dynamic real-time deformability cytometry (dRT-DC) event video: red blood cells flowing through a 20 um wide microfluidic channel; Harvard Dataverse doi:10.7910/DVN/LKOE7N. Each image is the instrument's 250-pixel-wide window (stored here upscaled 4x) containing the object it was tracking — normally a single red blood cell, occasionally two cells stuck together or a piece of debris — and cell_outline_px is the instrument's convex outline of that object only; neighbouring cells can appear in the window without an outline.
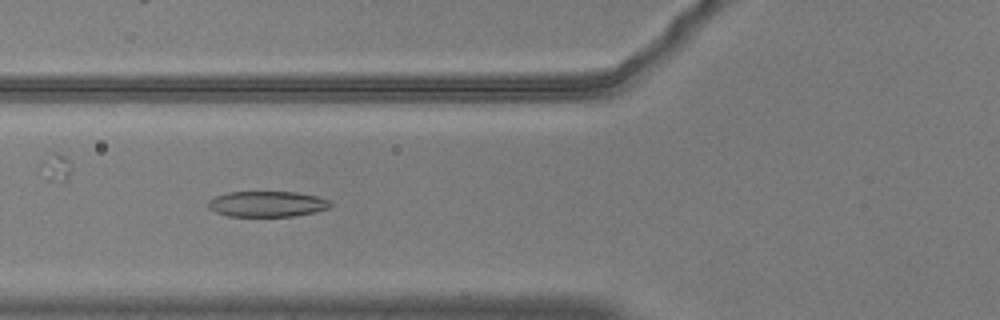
{"species": "common noctule bat (a hibernating species)", "species_latin": "Nyctalus noctula", "temperature_condition": "warm", "stored_images_in_passage": 30, "camera_frame_rate_fps": 3000, "um_per_image_px": 0.085, "animal": {"sex": "male", "body_mass_g": 20.5, "forearm_length_mm": 52.5}, "frame": {"image": 1, "passage_image": 5, "time_ms": 1.333, "image_size_px": [1000, 320], "cell_outline_px": [[332, 204], [328, 208], [312, 212], [292, 216], [228, 216], [216, 212], [208, 208], [208, 200], [216, 196], [228, 192], [296, 192], [316, 196], [332, 200]], "centroid_in_image_um": [22.7, 17.33], "position_along_channel_um": 103.1, "area_um2": 18.21}}
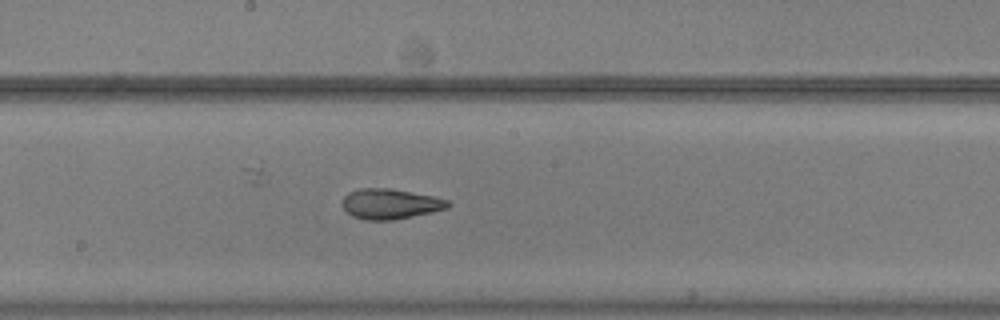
{"frame": {"image": 2, "passage_image": 14, "time_ms": 4.333, "image_size_px": [1000, 320], "cell_outline_px": [[452, 204], [448, 208], [432, 212], [392, 220], [364, 220], [352, 216], [344, 208], [344, 196], [348, 192], [360, 188], [388, 188], [436, 196], [448, 200]], "centroid_in_image_um": [33.21, 17.33], "position_along_channel_um": 215.0, "area_um2": 18.61}}
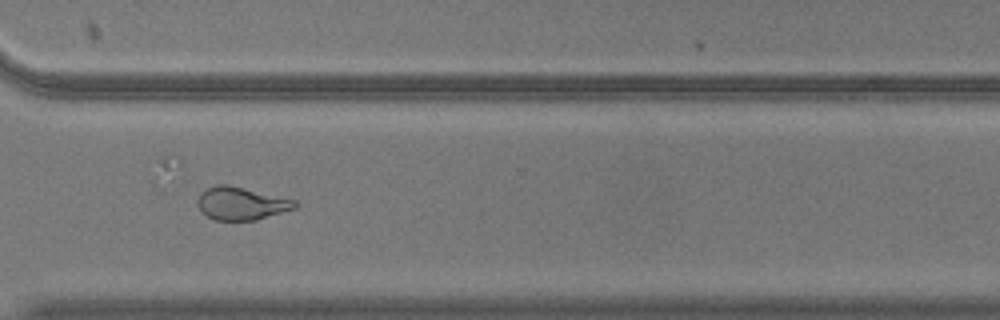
{"frame": {"image": 3, "passage_image": 25, "time_ms": 8.0, "image_size_px": [1000, 320], "cell_outline_px": [[296, 208], [256, 220], [216, 220], [208, 216], [196, 204], [196, 200], [200, 192], [216, 184], [228, 184], [296, 200]], "centroid_in_image_um": [20.49, 17.28], "position_along_channel_um": 350.1, "area_um2": 18.55}, "authors_computed_cell_mechanics": {"area_um2": 18.496, "velocity_mm_per_s": 3.7015, "shape_relaxation_time_tau1_ms": 3.8867, "shape_relaxation_time_tau2_ms": 2.2512, "deformation_change_tau1": 0.1646, "deformation_change_tau2": 0.1074}}